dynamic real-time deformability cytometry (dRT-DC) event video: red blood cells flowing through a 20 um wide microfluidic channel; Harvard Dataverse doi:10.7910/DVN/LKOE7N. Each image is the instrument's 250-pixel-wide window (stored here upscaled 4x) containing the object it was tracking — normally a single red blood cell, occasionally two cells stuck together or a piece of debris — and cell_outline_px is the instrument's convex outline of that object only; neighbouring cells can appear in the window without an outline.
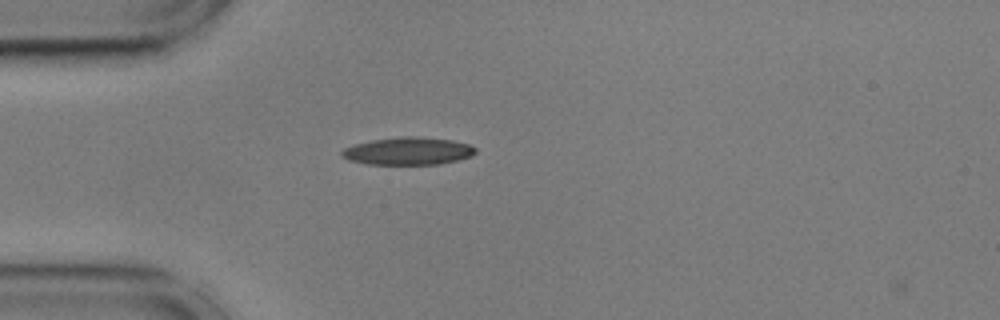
{"species": "common noctule bat (a hibernating species)", "species_latin": "Nyctalus noctula", "temperature_condition": "cold", "stored_images_in_passage": 5, "camera_frame_rate_fps": 3000, "um_per_image_px": 0.085, "animal": {"sex": "male", "body_mass_g": 17.9, "forearm_length_mm": 54.2}, "frame": {"image": 1, "passage_image": 4, "time_ms": 1.0, "image_size_px": [1000, 320], "cell_outline_px": [[476, 152], [472, 156], [440, 164], [368, 164], [348, 160], [340, 156], [340, 152], [344, 148], [356, 144], [372, 140], [400, 136], [416, 136], [452, 140], [468, 144], [476, 148]], "centroid_in_image_um": [34.67, 12.84], "position_along_channel_um": 50.3, "area_um2": 21.5}}